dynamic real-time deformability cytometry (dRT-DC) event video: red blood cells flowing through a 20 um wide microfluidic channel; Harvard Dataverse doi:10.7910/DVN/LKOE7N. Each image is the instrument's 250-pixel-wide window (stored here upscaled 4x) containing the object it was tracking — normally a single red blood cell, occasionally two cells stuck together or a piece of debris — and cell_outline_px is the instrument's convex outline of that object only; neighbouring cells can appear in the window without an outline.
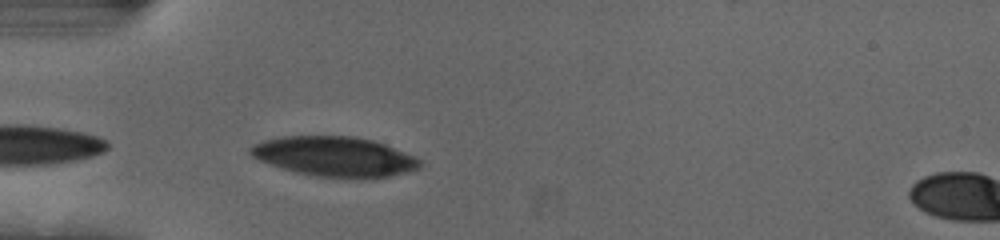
{"species": "human", "species_latin": "Homo sapiens", "temperature_condition": "cold", "stored_images_in_passage": 33, "camera_frame_rate_fps": 3000, "um_per_image_px": 0.085, "donor": {"sex": "female"}, "frame": {"image": 1, "passage_image": 2, "time_ms": 0.333, "image_size_px": [1000, 240], "cell_outline_px": [[420, 168], [408, 172], [388, 176], [364, 180], [316, 176], [296, 172], [280, 168], [260, 160], [252, 156], [248, 152], [248, 148], [252, 144], [264, 140], [280, 136], [356, 136], [372, 140], [384, 144], [404, 152], [420, 160]], "centroid_in_image_um": [28.41, 13.32], "position_along_channel_um": 56.6, "area_um2": 39.71}}
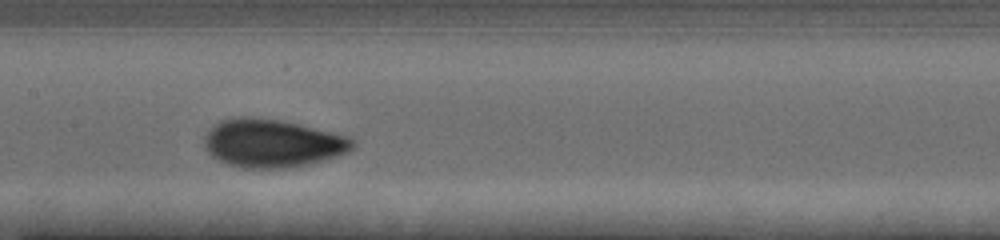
{"frame": {"image": 2, "passage_image": 13, "time_ms": 4.0, "image_size_px": [1000, 240], "cell_outline_px": [[356, 144], [348, 152], [336, 156], [288, 168], [244, 168], [228, 164], [212, 156], [208, 152], [204, 144], [204, 136], [220, 120], [236, 116], [248, 116], [280, 120], [352, 136], [356, 140]], "centroid_in_image_um": [23.16, 12.16], "position_along_channel_um": 184.2, "area_um2": 41.56}}
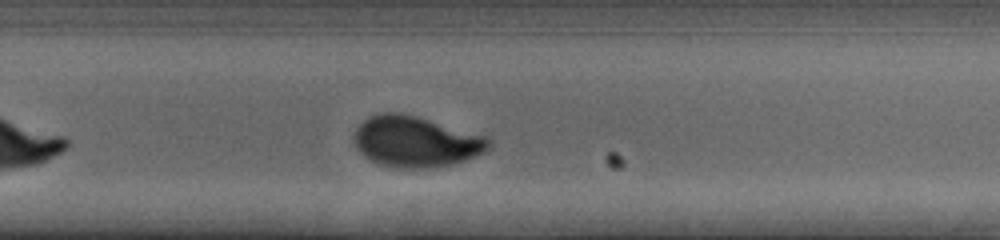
{"frame": {"image": 3, "passage_image": 22, "time_ms": 7.0, "image_size_px": [1000, 240], "cell_outline_px": [[492, 144], [484, 152], [464, 160], [448, 164], [424, 168], [396, 168], [380, 164], [364, 156], [356, 148], [352, 140], [352, 136], [356, 128], [368, 116], [384, 112], [396, 112], [412, 116], [484, 136]], "centroid_in_image_um": [35.24, 12.04], "position_along_channel_um": 294.6, "area_um2": 39.13}, "authors_computed_cell_mechanics": {"area_um2": 40.0554, "velocity_mm_per_s": 3.6977, "shape_relaxation_time_tau1_ms": 3.4266, "shape_relaxation_time_tau2_ms": null, "deformation_change_tau1": 0.1517, "deformation_change_tau2": null}}